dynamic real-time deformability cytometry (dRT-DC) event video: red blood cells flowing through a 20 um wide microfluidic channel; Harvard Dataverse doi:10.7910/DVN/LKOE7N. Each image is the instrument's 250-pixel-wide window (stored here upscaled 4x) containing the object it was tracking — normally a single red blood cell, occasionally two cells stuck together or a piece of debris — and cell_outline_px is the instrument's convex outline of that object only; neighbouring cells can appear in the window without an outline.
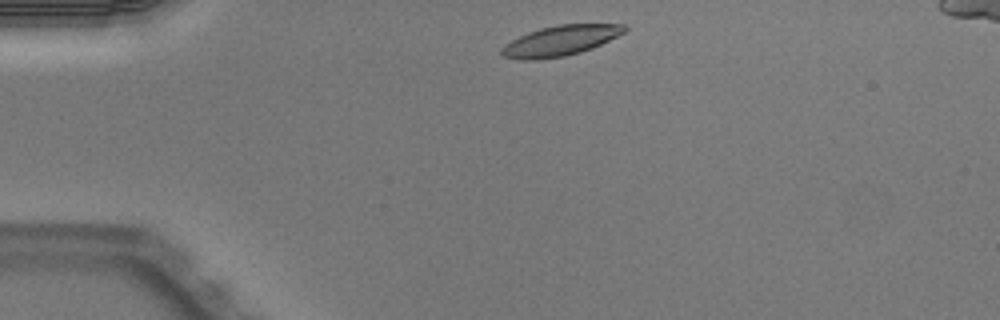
{"species": "Egyptian fruit bat (a non-hibernating species)", "species_latin": "Rousettus aegyptiacus", "temperature_condition": "warm", "stored_images_in_passage": 42, "camera_frame_rate_fps": 3000, "um_per_image_px": 0.085, "animal": {"sex": "male"}, "frame": {"image": 1, "passage_image": 2, "time_ms": 0.333, "image_size_px": [1000, 320], "cell_outline_px": [[628, 28], [624, 32], [592, 48], [580, 52], [564, 56], [536, 60], [524, 60], [504, 56], [500, 52], [500, 48], [504, 44], [528, 32], [540, 28], [556, 24], [624, 24]], "centroid_in_image_um": [47.6, 3.45], "position_along_channel_um": 37.4, "area_um2": 21.5}}
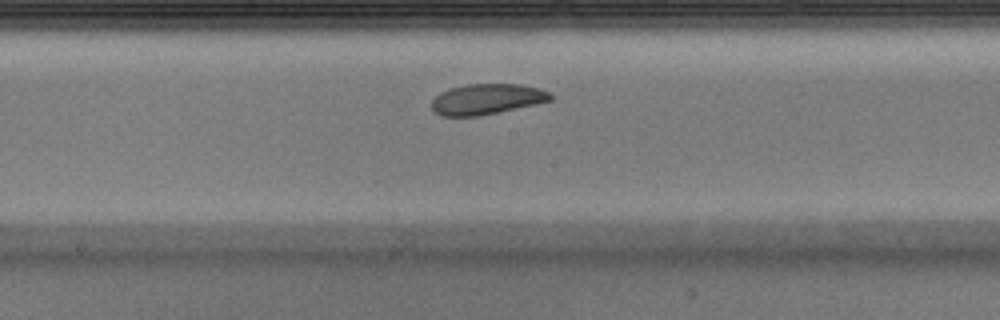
{"frame": {"image": 2, "passage_image": 18, "time_ms": 5.667, "image_size_px": [1000, 320], "cell_outline_px": [[552, 100], [480, 116], [440, 116], [432, 108], [432, 100], [440, 92], [448, 88], [468, 84], [520, 84], [540, 88], [552, 92]], "centroid_in_image_um": [41.38, 8.42], "position_along_channel_um": 206.8, "area_um2": 21.21}}
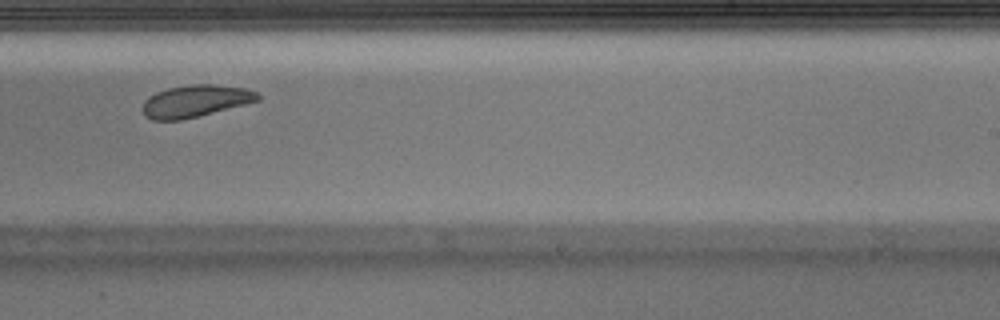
{"frame": {"image": 3, "passage_image": 23, "time_ms": 7.333, "image_size_px": [1000, 320], "cell_outline_px": [[260, 100], [180, 120], [152, 120], [144, 116], [144, 100], [148, 96], [156, 92], [168, 88], [192, 84], [212, 84], [244, 88], [256, 92], [260, 96]], "centroid_in_image_um": [16.57, 8.58], "position_along_channel_um": 272.4, "area_um2": 21.15}, "authors_computed_cell_mechanics": {"area_um2": 22.3397, "velocity_mm_per_s": 3.9538, "shape_relaxation_time_tau1_ms": 5.463, "shape_relaxation_time_tau2_ms": null, "deformation_change_tau1": 0.1518, "deformation_change_tau2": null}}